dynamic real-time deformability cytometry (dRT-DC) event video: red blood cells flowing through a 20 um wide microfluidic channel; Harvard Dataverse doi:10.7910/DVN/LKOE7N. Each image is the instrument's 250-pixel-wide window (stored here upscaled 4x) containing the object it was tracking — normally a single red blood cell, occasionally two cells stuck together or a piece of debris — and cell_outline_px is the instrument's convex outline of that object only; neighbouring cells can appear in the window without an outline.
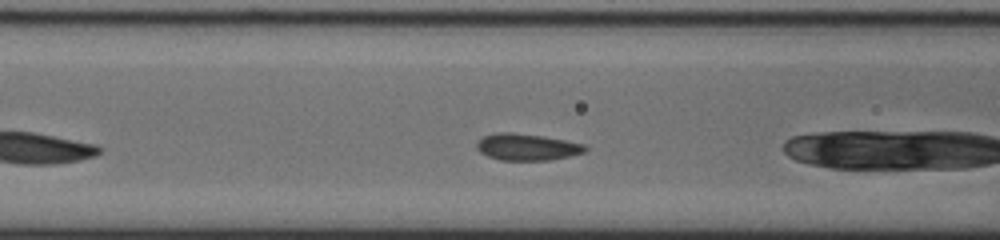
{"species": "common noctule bat (a hibernating species)", "species_latin": "Nyctalus noctula", "temperature_condition": "cold", "stored_images_in_passage": 6, "camera_frame_rate_fps": 3000, "um_per_image_px": 0.085, "animal": {"sex": "male", "body_mass_g": 20.0, "forearm_length_mm": 53.3}, "frame": {"image": 1, "passage_image": 5, "time_ms": 1.333, "image_size_px": [1000, 240], "cell_outline_px": [[588, 148], [584, 152], [568, 156], [548, 160], [500, 160], [488, 156], [480, 152], [476, 148], [476, 144], [484, 136], [496, 132], [512, 132], [544, 136], [584, 144]], "centroid_in_image_um": [44.77, 12.49], "position_along_channel_um": 121.8, "area_um2": 16.76}}